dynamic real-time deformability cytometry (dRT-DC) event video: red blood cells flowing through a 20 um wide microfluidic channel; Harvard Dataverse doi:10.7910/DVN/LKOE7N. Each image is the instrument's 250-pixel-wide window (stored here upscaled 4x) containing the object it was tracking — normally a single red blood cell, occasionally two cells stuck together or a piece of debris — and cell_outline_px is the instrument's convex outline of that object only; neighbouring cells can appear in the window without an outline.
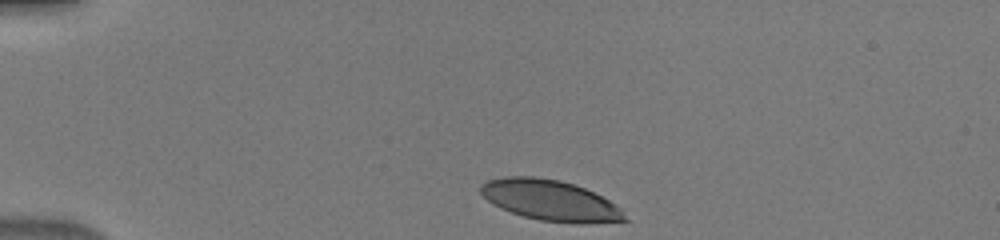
{"species": "human", "species_latin": "Homo sapiens", "temperature_condition": "warm", "stored_images_in_passage": 38, "camera_frame_rate_fps": 3000, "um_per_image_px": 0.085, "donor": {"sex": "male"}, "frame": {"image": 1, "passage_image": 1, "time_ms": 0.0, "image_size_px": [1000, 240], "cell_outline_px": [[632, 220], [584, 224], [576, 224], [540, 220], [524, 216], [500, 208], [492, 204], [480, 192], [480, 184], [488, 180], [504, 176], [536, 176], [560, 180], [584, 188], [616, 204]], "centroid_in_image_um": [46.79, 17.04], "position_along_channel_um": 38.2, "area_um2": 34.33}}
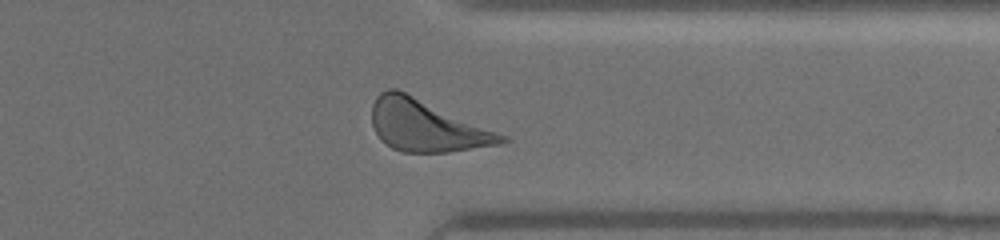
{"frame": {"image": 2, "passage_image": 30, "time_ms": 9.667, "image_size_px": [1000, 240], "cell_outline_px": [[512, 140], [500, 144], [448, 152], [400, 152], [392, 148], [380, 140], [372, 124], [372, 104], [376, 96], [380, 92], [388, 88], [396, 88], [508, 136]], "centroid_in_image_um": [36.24, 10.69], "position_along_channel_um": 375.2, "area_um2": 38.9}}
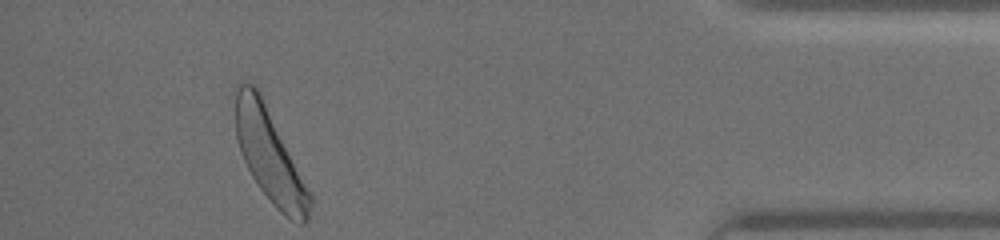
{"frame": {"image": 3, "passage_image": 36, "time_ms": 11.667, "image_size_px": [1000, 240], "cell_outline_px": [[312, 204], [308, 220], [304, 224], [300, 224], [292, 220], [280, 212], [276, 208], [260, 188], [252, 176], [240, 152], [236, 136], [236, 84], [252, 84], [260, 92], [312, 196]], "centroid_in_image_um": [22.93, 13.26], "position_along_channel_um": 412.3, "area_um2": 39.54}}